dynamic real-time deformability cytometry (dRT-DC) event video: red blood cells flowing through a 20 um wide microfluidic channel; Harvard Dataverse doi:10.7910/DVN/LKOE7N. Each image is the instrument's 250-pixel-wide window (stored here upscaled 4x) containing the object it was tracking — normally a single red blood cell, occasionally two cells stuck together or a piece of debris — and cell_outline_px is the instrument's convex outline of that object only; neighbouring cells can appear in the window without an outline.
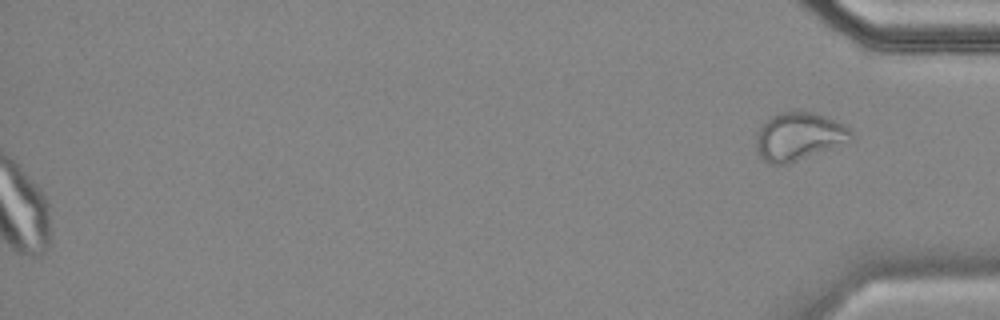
{"species": "common noctule bat (a hibernating species)", "species_latin": "Nyctalus noctula", "temperature_condition": "cold", "stored_images_in_passage": 48, "camera_frame_rate_fps": 3000, "um_per_image_px": 0.085, "animal": {"sex": "female", "body_mass_g": 18.4}, "frame": {"image": 1, "passage_image": 48, "time_ms": 15.667, "image_size_px": [1000, 320], "cell_outline_px": [[852, 144], [788, 164], [768, 164], [760, 156], [756, 148], [756, 132], [768, 116], [780, 112], [812, 112], [824, 116], [844, 124], [852, 132]], "centroid_in_image_um": [67.94, 11.63], "position_along_channel_um": 367.3, "area_um2": 27.4}}